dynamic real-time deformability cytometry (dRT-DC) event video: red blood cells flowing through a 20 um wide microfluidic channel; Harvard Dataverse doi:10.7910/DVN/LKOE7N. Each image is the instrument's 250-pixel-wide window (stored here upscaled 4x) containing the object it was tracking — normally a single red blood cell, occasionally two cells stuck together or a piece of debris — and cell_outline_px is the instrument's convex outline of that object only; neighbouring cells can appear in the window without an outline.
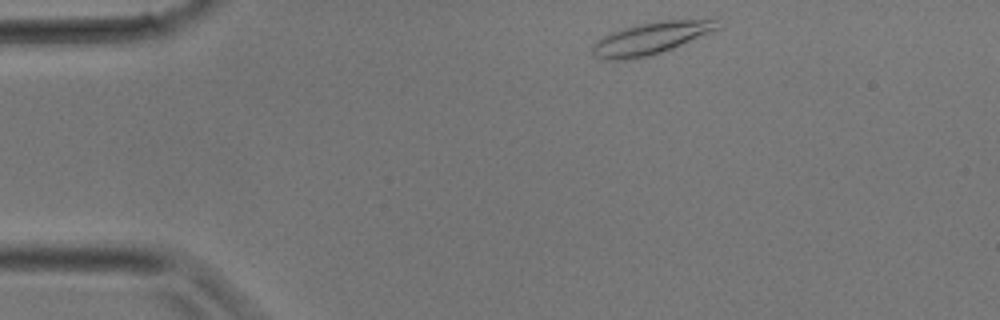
{"species": "common noctule bat (a hibernating species)", "species_latin": "Nyctalus noctula", "temperature_condition": "room temperature", "stored_images_in_passage": 28, "camera_frame_rate_fps": 3000, "um_per_image_px": 0.085, "animal": {"sex": "male", "body_mass_g": 17.9}, "frame": {"image": 1, "passage_image": 1, "time_ms": 0.0, "image_size_px": [1000, 320], "cell_outline_px": [[720, 28], [672, 48], [648, 56], [624, 60], [604, 60], [592, 56], [592, 44], [596, 40], [612, 32], [640, 24], [660, 20], [716, 20]], "centroid_in_image_um": [55.24, 3.27], "position_along_channel_um": 29.8, "area_um2": 22.95}}
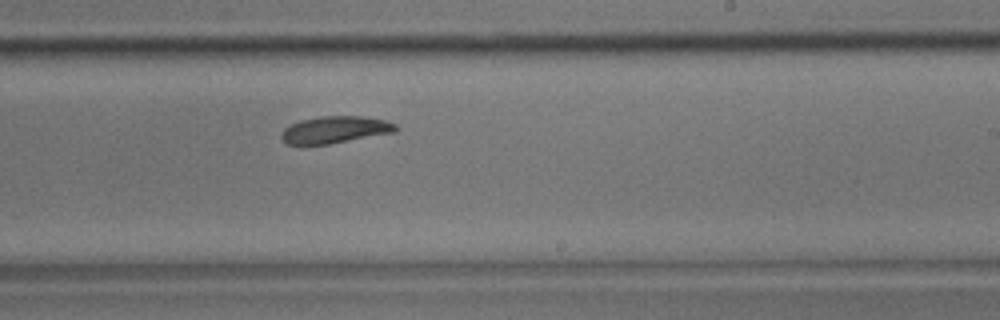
{"frame": {"image": 2, "passage_image": 15, "time_ms": 4.667, "image_size_px": [1000, 320], "cell_outline_px": [[400, 128], [396, 132], [328, 144], [288, 144], [280, 136], [284, 128], [300, 120], [320, 116], [360, 116], [384, 120], [396, 124]], "centroid_in_image_um": [28.51, 11.02], "position_along_channel_um": 260.5, "area_um2": 17.86}}
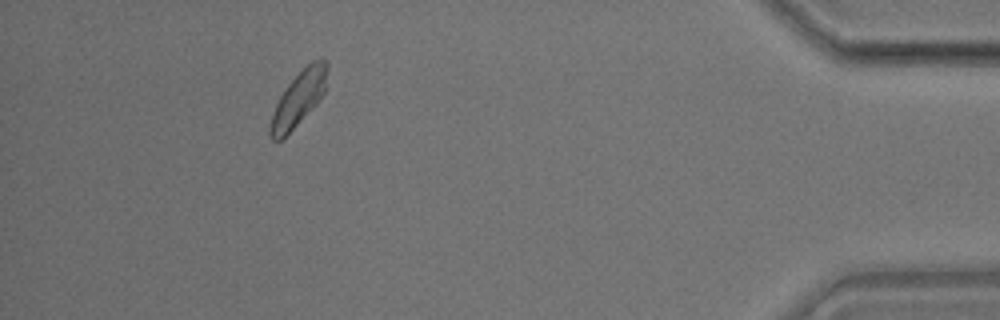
{"frame": {"image": 3, "passage_image": 25, "time_ms": 8.0, "image_size_px": [1000, 320], "cell_outline_px": [[328, 68], [324, 92], [320, 100], [280, 140], [272, 140], [268, 132], [268, 128], [272, 112], [284, 88], [312, 60], [320, 56], [324, 56], [328, 60]], "centroid_in_image_um": [25.4, 8.32], "position_along_channel_um": 409.8, "area_um2": 18.03}}